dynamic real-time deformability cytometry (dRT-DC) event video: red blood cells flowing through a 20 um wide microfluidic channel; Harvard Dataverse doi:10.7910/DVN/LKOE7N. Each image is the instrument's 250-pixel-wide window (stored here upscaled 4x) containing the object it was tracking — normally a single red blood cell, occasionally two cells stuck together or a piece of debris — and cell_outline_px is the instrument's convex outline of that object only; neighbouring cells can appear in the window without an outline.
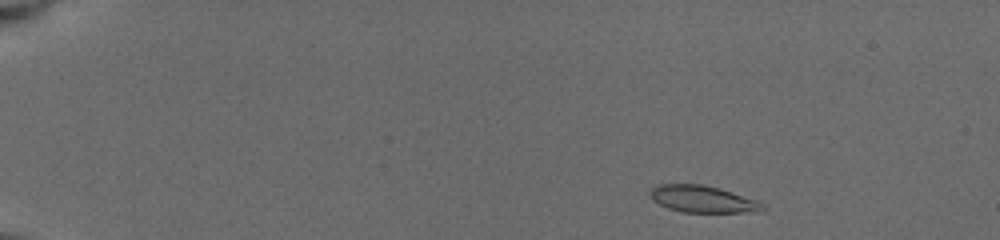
{"species": "common noctule bat (a hibernating species)", "species_latin": "Nyctalus noctula", "temperature_condition": "cold", "stored_images_in_passage": 58, "camera_frame_rate_fps": 3000, "um_per_image_px": 0.085, "animal": {"sex": "female", "body_mass_g": 19.5, "forearm_length_mm": 54.1}, "frame": {"image": 1, "passage_image": 3, "time_ms": 0.333, "image_size_px": [1000, 240], "cell_outline_px": [[768, 208], [764, 212], [680, 212], [668, 208], [652, 200], [648, 192], [656, 184], [704, 184], [720, 188], [756, 200], [764, 204]], "centroid_in_image_um": [59.75, 16.92], "position_along_channel_um": 25.3, "area_um2": 17.92}}
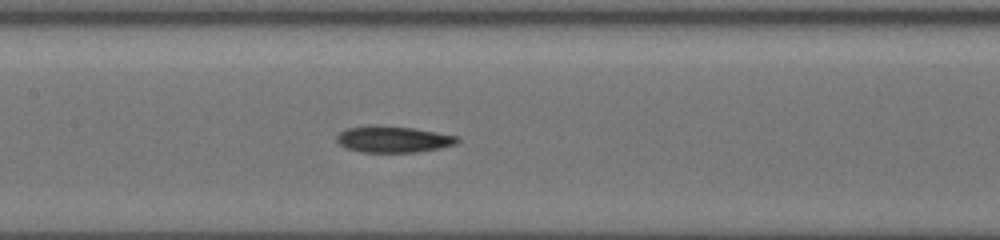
{"frame": {"image": 2, "passage_image": 41, "time_ms": 7.0, "image_size_px": [1000, 240], "cell_outline_px": [[460, 140], [456, 144], [440, 148], [416, 152], [360, 152], [344, 148], [336, 140], [336, 136], [344, 128], [368, 124], [376, 124], [412, 128], [460, 136]], "centroid_in_image_um": [33.38, 11.82], "position_along_channel_um": 174.0, "area_um2": 18.96}}
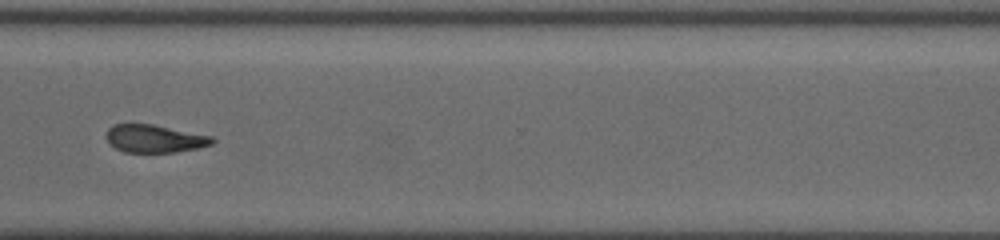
{"frame": {"image": 3, "passage_image": 57, "time_ms": 11.667, "image_size_px": [1000, 240], "cell_outline_px": [[216, 140], [212, 144], [200, 148], [176, 152], [124, 152], [116, 148], [104, 136], [108, 128], [112, 124], [152, 124], [212, 136]], "centroid_in_image_um": [13.15, 11.78], "position_along_channel_um": 357.5, "area_um2": 17.22}}